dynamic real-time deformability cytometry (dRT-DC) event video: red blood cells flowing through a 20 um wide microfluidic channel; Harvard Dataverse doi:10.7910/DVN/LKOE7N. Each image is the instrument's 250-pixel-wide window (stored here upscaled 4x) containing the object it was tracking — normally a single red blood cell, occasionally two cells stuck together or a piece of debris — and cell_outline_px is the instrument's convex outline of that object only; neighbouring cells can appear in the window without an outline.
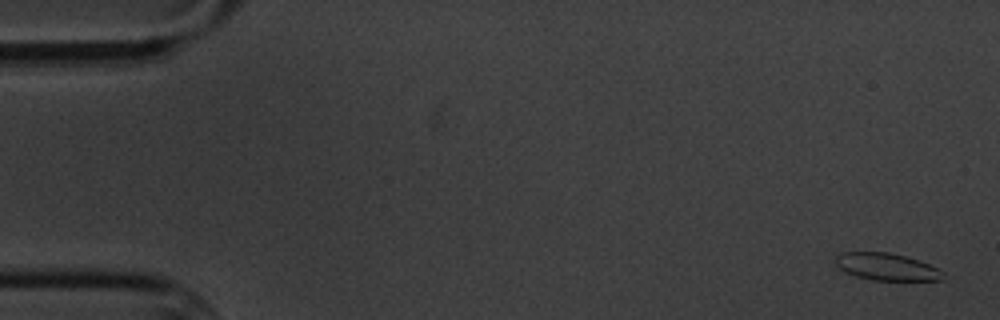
{"species": "common noctule bat (a hibernating species)", "species_latin": "Nyctalus noctula", "temperature_condition": "cold", "stored_images_in_passage": 6, "camera_frame_rate_fps": 3000, "um_per_image_px": 0.085, "animal": {"sex": "male", "body_mass_g": 20.1, "forearm_length_mm": 53.5}, "frame": {"image": 1, "passage_image": 1, "time_ms": 0.0, "image_size_px": [1000, 320], "cell_outline_px": [[944, 272], [940, 280], [872, 280], [856, 276], [844, 272], [836, 264], [836, 256], [840, 252], [888, 252], [920, 260]], "centroid_in_image_um": [75.33, 22.67], "position_along_channel_um": 9.7, "area_um2": 16.88}}